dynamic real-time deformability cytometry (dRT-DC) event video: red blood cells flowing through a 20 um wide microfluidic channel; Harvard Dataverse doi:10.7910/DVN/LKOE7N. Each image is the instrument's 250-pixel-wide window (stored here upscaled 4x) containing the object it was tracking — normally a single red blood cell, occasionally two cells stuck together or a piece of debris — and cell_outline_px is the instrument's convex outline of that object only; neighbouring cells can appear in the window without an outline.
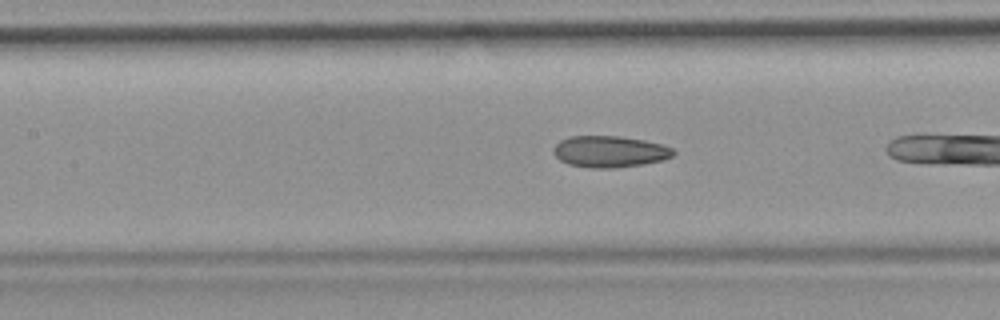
{"species": "common noctule bat (a hibernating species)", "species_latin": "Nyctalus noctula", "temperature_condition": "room temperature", "stored_images_in_passage": 9, "camera_frame_rate_fps": 3000, "um_per_image_px": 0.085, "animal": {"sex": "female", "body_mass_g": 19.9}, "frame": {"image": 1, "passage_image": 8, "time_ms": 2.333, "image_size_px": [1000, 320], "cell_outline_px": [[676, 152], [672, 156], [664, 160], [644, 164], [612, 168], [588, 168], [568, 164], [560, 160], [552, 152], [552, 148], [560, 140], [568, 136], [620, 136], [644, 140], [664, 144], [672, 148]], "centroid_in_image_um": [51.82, 12.88], "position_along_channel_um": 155.6, "area_um2": 22.25}}